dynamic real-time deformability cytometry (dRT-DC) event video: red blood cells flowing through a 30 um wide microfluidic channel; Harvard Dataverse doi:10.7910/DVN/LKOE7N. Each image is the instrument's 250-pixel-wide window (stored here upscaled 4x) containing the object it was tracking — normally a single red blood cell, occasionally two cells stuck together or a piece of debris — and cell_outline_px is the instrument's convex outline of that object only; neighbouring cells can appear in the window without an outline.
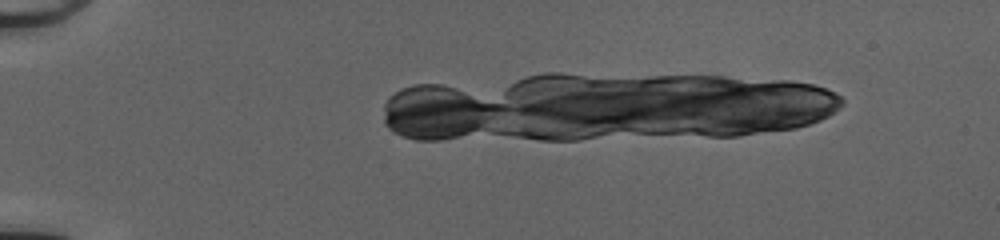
{"species": "common noctule bat (a hibernating species)", "species_latin": "Nyctalus noctula", "temperature_condition": "cold", "stored_images_in_passage": 11, "segment_of_instrument_passage": [2, 2], "camera_frame_rate_fps": 3000, "um_per_image_px": 0.085, "animal": {"sex": "female", "body_mass_g": 20.0, "forearm_length_mm": 54.0}, "frame": {"image": 1, "passage_image": 7, "time_ms": 2.0, "image_size_px": [1000, 240], "cell_outline_px": [[504, 108], [472, 128], [448, 136], [412, 136], [400, 132], [388, 120], [388, 112], [412, 104], [452, 100], [472, 100], [496, 104]], "centroid_in_image_um": [37.51, 9.96], "position_along_channel_um": 47.5, "area_um2": 21.62}}